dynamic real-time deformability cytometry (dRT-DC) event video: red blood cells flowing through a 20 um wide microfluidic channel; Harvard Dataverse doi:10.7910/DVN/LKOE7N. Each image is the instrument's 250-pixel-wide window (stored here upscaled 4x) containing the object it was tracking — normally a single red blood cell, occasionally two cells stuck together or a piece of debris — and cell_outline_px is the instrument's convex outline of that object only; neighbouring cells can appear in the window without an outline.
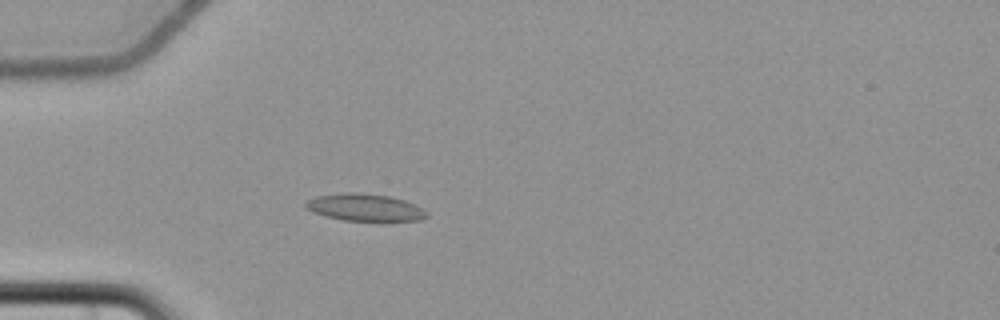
{"species": "common noctule bat (a hibernating species)", "species_latin": "Nyctalus noctula", "temperature_condition": "cold", "stored_images_in_passage": 6, "camera_frame_rate_fps": 3000, "um_per_image_px": 0.085, "animal": {"sex": "female", "body_mass_g": 22.7, "forearm_length_mm": 54.2}, "frame": {"image": 1, "passage_image": 6, "time_ms": 6.0, "image_size_px": [1000, 320], "cell_outline_px": [[428, 216], [420, 220], [384, 224], [380, 224], [344, 220], [312, 212], [304, 208], [304, 200], [316, 196], [348, 192], [356, 192], [388, 196], [404, 200], [416, 204], [428, 212]], "centroid_in_image_um": [31.07, 17.68], "position_along_channel_um": 53.9, "area_um2": 20.23}}